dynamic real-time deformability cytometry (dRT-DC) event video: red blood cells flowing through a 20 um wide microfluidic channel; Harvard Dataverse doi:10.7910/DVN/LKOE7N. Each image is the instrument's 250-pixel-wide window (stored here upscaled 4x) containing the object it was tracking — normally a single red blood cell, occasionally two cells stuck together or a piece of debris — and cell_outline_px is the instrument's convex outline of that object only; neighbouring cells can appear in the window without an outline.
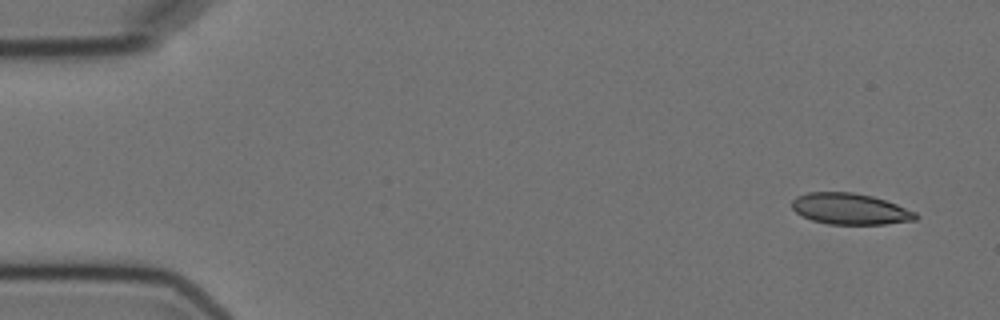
{"species": "Egyptian fruit bat (a non-hibernating species)", "species_latin": "Rousettus aegyptiacus", "temperature_condition": "cold", "stored_images_in_passage": 5, "camera_frame_rate_fps": 3000, "um_per_image_px": 0.085, "animal": {"sex": "female"}, "frame": {"image": 1, "passage_image": 1, "time_ms": 0.0, "image_size_px": [1000, 320], "cell_outline_px": [[920, 216], [916, 220], [884, 224], [828, 224], [812, 220], [796, 212], [792, 208], [792, 200], [796, 196], [808, 192], [852, 192], [872, 196], [896, 204], [916, 212]], "centroid_in_image_um": [72.26, 17.75], "position_along_channel_um": 12.7, "area_um2": 22.43}}
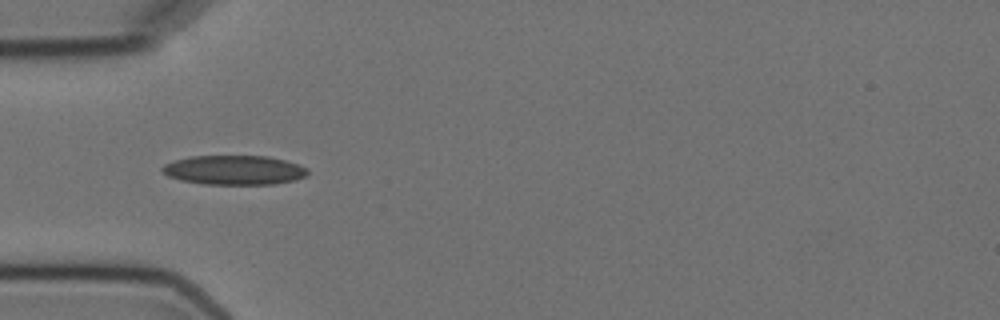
{"frame": {"image": 2, "passage_image": 5, "time_ms": 4.667, "image_size_px": [1000, 320], "cell_outline_px": [[308, 176], [296, 180], [272, 184], [204, 184], [180, 180], [168, 176], [160, 172], [160, 168], [164, 164], [176, 160], [192, 156], [268, 156], [284, 160], [308, 168]], "centroid_in_image_um": [19.89, 14.46], "position_along_channel_um": 65.1, "area_um2": 24.97}}